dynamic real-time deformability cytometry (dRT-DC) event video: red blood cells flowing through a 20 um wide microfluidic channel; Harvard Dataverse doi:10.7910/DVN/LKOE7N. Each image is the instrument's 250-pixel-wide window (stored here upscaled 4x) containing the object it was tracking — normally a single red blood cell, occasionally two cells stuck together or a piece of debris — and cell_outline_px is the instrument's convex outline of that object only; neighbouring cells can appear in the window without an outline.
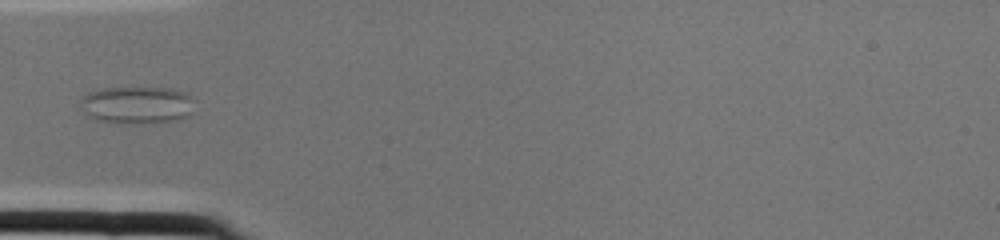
{"species": "common noctule bat (a hibernating species)", "species_latin": "Nyctalus noctula", "temperature_condition": "cold", "stored_images_in_passage": 2, "camera_frame_rate_fps": 3000, "um_per_image_px": 0.085, "animal": {"sex": "female", "body_mass_g": 22.0, "forearm_length_mm": 56.7}, "frame": {"image": 1, "passage_image": 2, "time_ms": 0.333, "image_size_px": [1000, 240], "cell_outline_px": [[192, 96], [188, 116], [180, 120], [120, 124], [100, 120], [88, 116], [84, 112], [80, 100], [80, 96], [88, 92], [100, 88], [172, 88], [184, 92]], "centroid_in_image_um": [11.59, 8.91], "position_along_channel_um": 73.4, "area_um2": 24.74}}